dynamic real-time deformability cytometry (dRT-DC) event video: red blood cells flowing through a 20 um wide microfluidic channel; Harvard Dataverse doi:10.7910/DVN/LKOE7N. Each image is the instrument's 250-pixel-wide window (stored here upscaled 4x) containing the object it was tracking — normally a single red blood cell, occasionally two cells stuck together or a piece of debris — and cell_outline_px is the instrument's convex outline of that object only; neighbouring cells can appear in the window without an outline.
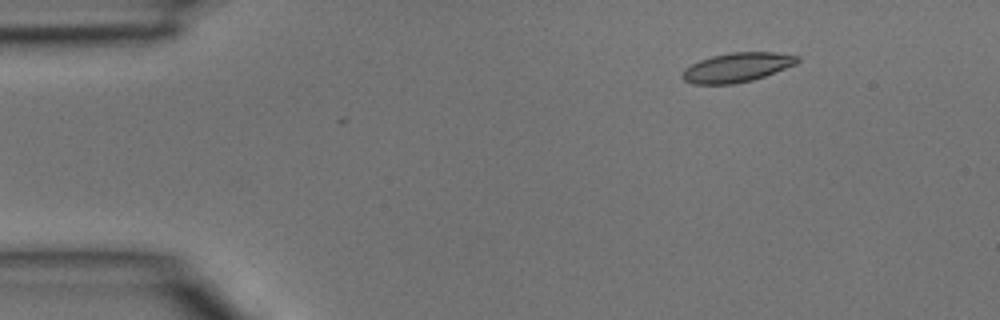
{"species": "common noctule bat (a hibernating species)", "species_latin": "Nyctalus noctula", "temperature_condition": "room temperature", "stored_images_in_passage": 5, "segment_of_instrument_passage": [1, 2], "camera_frame_rate_fps": 3000, "um_per_image_px": 0.085, "animal": {"sex": "male", "body_mass_g": 15.6}, "frame": {"image": 1, "passage_image": 2, "time_ms": 0.333, "image_size_px": [1000, 320], "cell_outline_px": [[800, 60], [796, 64], [764, 76], [752, 80], [732, 84], [692, 84], [684, 80], [680, 76], [684, 68], [700, 60], [712, 56], [732, 52], [772, 52], [800, 56]], "centroid_in_image_um": [62.62, 5.73], "position_along_channel_um": 22.4, "area_um2": 19.59}}
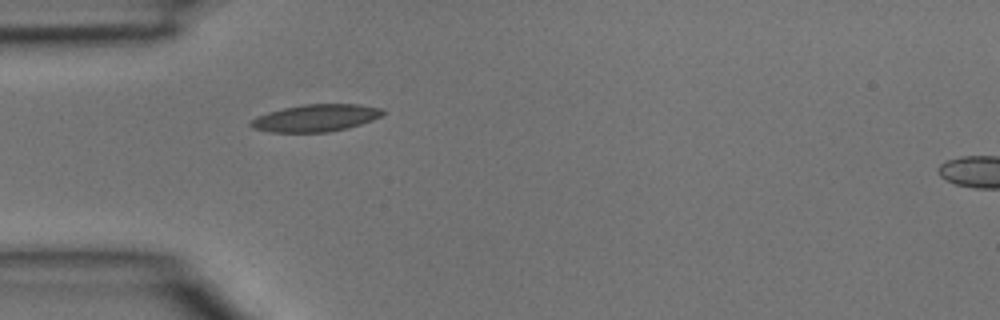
{"frame": {"image": 2, "passage_image": 4, "time_ms": 1.0, "image_size_px": [1000, 320], "cell_outline_px": [[384, 112], [380, 116], [372, 120], [348, 128], [328, 132], [272, 132], [252, 128], [248, 124], [252, 120], [268, 112], [284, 108], [304, 104], [360, 104], [380, 108]], "centroid_in_image_um": [26.84, 10.03], "position_along_channel_um": 58.2, "area_um2": 20.69}}